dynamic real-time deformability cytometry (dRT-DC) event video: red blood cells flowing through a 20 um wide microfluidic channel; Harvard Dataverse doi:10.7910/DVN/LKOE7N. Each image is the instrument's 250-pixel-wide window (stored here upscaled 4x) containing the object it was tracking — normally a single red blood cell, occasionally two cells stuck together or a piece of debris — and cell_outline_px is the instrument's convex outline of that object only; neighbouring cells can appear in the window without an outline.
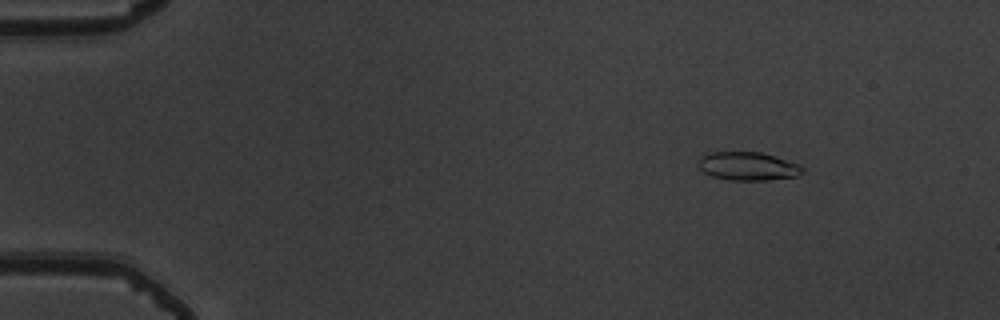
{"species": "common noctule bat (a hibernating species)", "species_latin": "Nyctalus noctula", "temperature_condition": "warm", "stored_images_in_passage": 8, "camera_frame_rate_fps": 3000, "um_per_image_px": 0.085, "animal": {"sex": "male", "body_mass_g": 19.5, "forearm_length_mm": 54.6}, "frame": {"image": 1, "passage_image": 2, "time_ms": 0.333, "image_size_px": [1000, 320], "cell_outline_px": [[804, 172], [800, 176], [768, 180], [728, 180], [712, 176], [704, 172], [696, 164], [700, 156], [704, 152], [760, 152], [800, 164], [804, 168]], "centroid_in_image_um": [63.56, 14.13], "position_along_channel_um": 21.4, "area_um2": 17.51}}
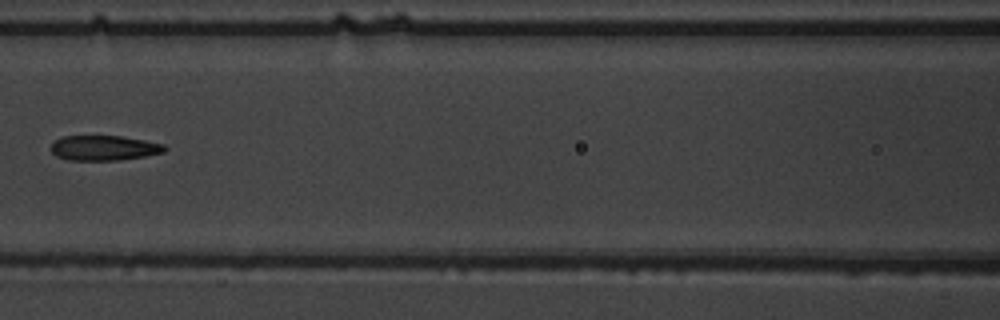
{"frame": {"image": 2, "passage_image": 7, "time_ms": 2.0, "image_size_px": [1000, 320], "cell_outline_px": [[168, 148], [164, 152], [144, 156], [116, 160], [68, 160], [56, 156], [52, 152], [52, 144], [56, 140], [64, 136], [120, 136], [144, 140], [164, 144]], "centroid_in_image_um": [8.86, 12.57], "position_along_channel_um": 157.7, "area_um2": 16.42}}
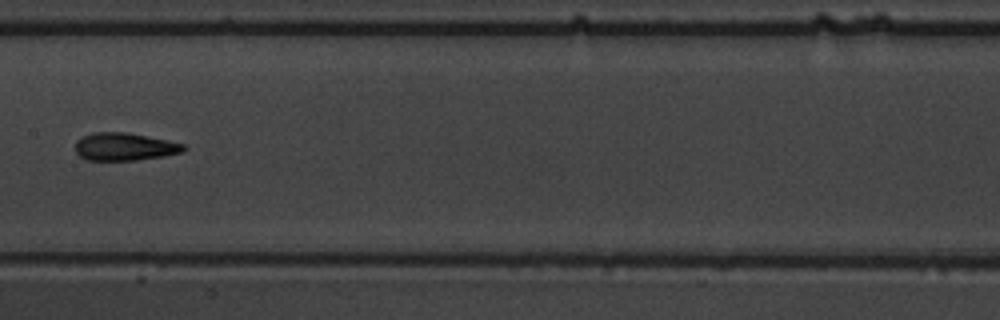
{"frame": {"image": 3, "passage_image": 8, "time_ms": 2.333, "image_size_px": [1000, 320], "cell_outline_px": [[188, 148], [184, 152], [136, 160], [88, 160], [80, 156], [76, 152], [76, 140], [92, 132], [128, 132], [168, 140], [184, 144]], "centroid_in_image_um": [10.61, 12.46], "position_along_channel_um": 196.8, "area_um2": 17.51}}